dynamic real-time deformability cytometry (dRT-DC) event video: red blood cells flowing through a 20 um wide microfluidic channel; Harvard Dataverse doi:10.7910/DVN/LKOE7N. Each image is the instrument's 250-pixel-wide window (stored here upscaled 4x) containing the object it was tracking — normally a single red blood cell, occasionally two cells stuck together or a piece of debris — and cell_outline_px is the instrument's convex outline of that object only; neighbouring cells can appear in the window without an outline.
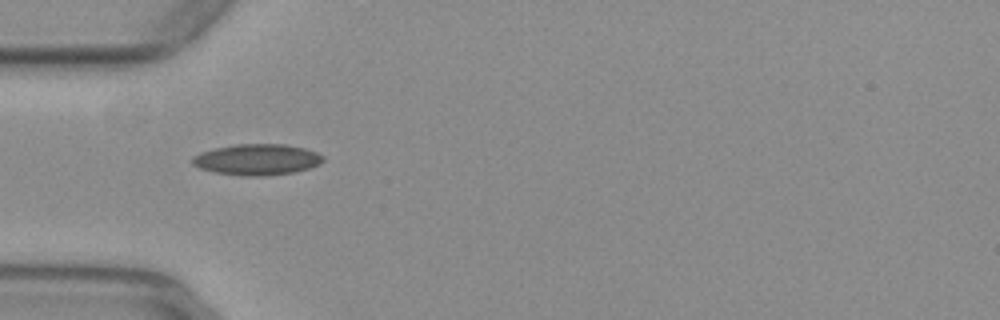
{"species": "common noctule bat (a hibernating species)", "species_latin": "Nyctalus noctula", "temperature_condition": "warm", "stored_images_in_passage": 37, "camera_frame_rate_fps": 3000, "um_per_image_px": 0.085, "animal": {"sex": "female", "body_mass_g": 29.2, "forearm_length_mm": 56.3}, "frame": {"image": 1, "passage_image": 1, "time_ms": 0.0, "image_size_px": [1000, 320], "cell_outline_px": [[324, 160], [320, 164], [296, 172], [264, 176], [240, 176], [216, 172], [200, 168], [192, 164], [192, 156], [200, 152], [216, 148], [236, 144], [284, 144], [304, 148], [316, 152], [324, 156]], "centroid_in_image_um": [21.86, 13.56], "position_along_channel_um": 63.1, "area_um2": 23.7}}
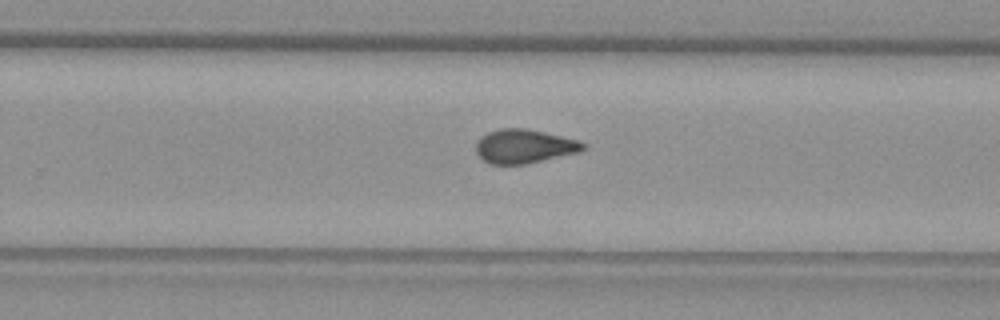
{"frame": {"image": 2, "passage_image": 18, "time_ms": 5.667, "image_size_px": [1000, 320], "cell_outline_px": [[588, 144], [580, 152], [528, 164], [488, 164], [476, 152], [476, 140], [480, 136], [488, 132], [500, 128], [524, 128], [544, 132], [576, 140]], "centroid_in_image_um": [44.54, 12.44], "position_along_channel_um": 285.3, "area_um2": 21.27}}
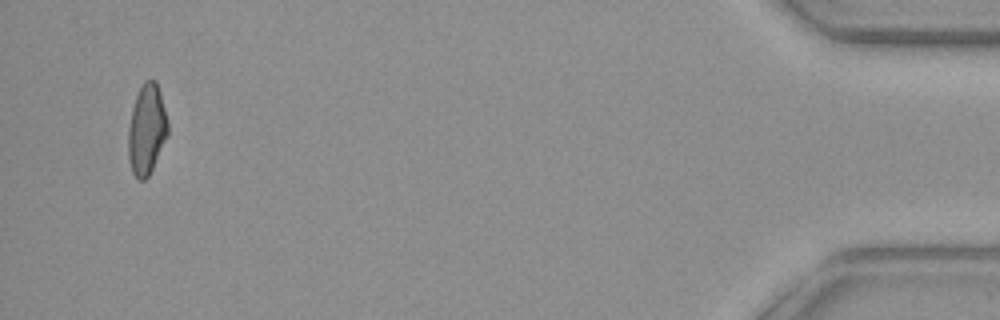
{"frame": {"image": 3, "passage_image": 35, "time_ms": 11.333, "image_size_px": [1000, 320], "cell_outline_px": [[168, 136], [148, 176], [144, 180], [136, 180], [132, 172], [128, 160], [128, 128], [132, 108], [136, 96], [144, 80], [156, 80], [160, 92], [168, 120]], "centroid_in_image_um": [12.46, 11.02], "position_along_channel_um": 422.7, "area_um2": 20.98}, "authors_computed_cell_mechanics": {"area_um2": 21.0392, "velocity_mm_per_s": 3.9415, "shape_relaxation_time_tau1_ms": null, "shape_relaxation_time_tau2_ms": 2.1014, "deformation_change_tau1": null, "deformation_change_tau2": 0.0985}}